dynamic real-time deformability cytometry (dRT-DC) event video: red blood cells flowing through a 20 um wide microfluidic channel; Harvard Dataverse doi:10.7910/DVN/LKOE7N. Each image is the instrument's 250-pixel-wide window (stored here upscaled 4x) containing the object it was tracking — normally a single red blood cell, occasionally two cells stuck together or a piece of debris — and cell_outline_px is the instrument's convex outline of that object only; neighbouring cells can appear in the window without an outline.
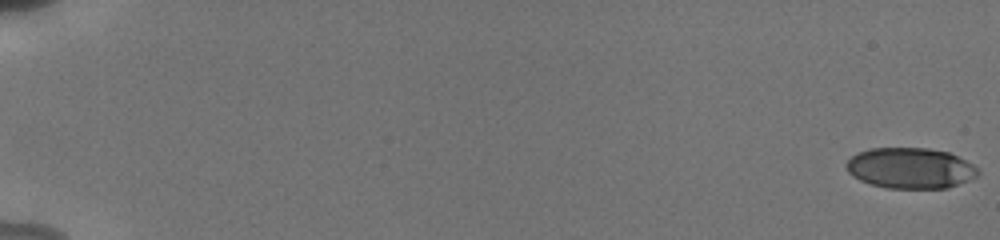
{"species": "human", "species_latin": "Homo sapiens", "temperature_condition": "cold", "stored_images_in_passage": 24, "camera_frame_rate_fps": 3000, "um_per_image_px": 0.085, "donor": {"sex": "male"}, "frame": {"image": 1, "passage_image": 1, "time_ms": 0.0, "image_size_px": [1000, 240], "cell_outline_px": [[980, 172], [976, 176], [968, 180], [948, 188], [884, 188], [860, 180], [852, 176], [848, 172], [844, 164], [852, 156], [868, 148], [928, 148], [948, 152], [972, 164]], "centroid_in_image_um": [77.35, 14.29], "position_along_channel_um": 7.7, "area_um2": 31.15}}
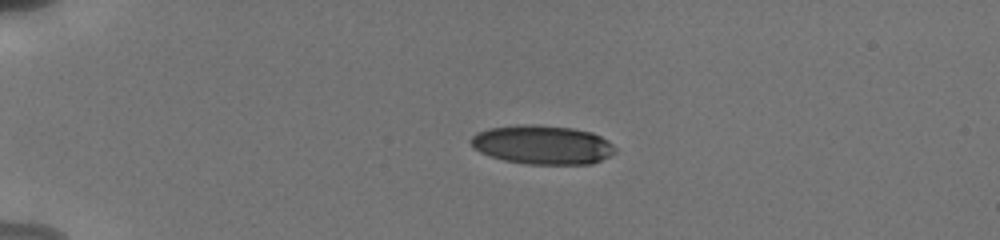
{"frame": {"image": 2, "passage_image": 16, "time_ms": 4.667, "image_size_px": [1000, 240], "cell_outline_px": [[616, 152], [592, 164], [528, 164], [504, 160], [480, 152], [472, 148], [468, 140], [476, 132], [488, 128], [516, 124], [536, 124], [572, 128], [592, 132], [608, 140], [616, 148]], "centroid_in_image_um": [46.07, 12.29], "position_along_channel_um": 38.9, "area_um2": 33.06}}